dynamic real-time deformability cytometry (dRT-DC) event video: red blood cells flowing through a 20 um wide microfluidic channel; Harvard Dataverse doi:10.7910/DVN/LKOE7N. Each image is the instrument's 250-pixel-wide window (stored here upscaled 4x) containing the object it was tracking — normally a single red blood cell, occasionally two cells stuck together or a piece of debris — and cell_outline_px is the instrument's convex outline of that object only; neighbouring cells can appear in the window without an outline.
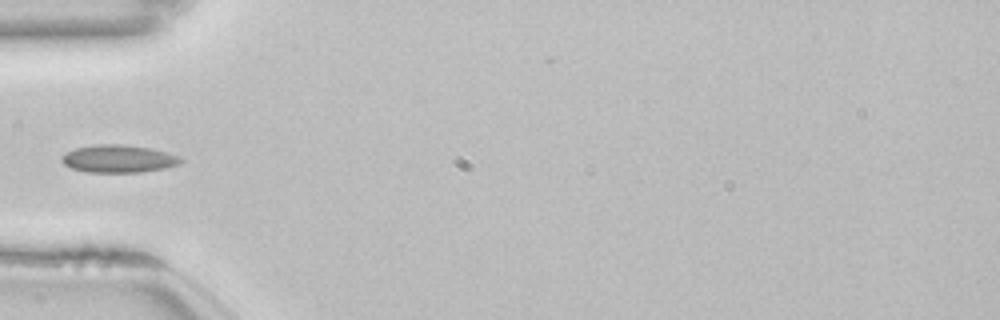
{"species": "common noctule bat (a hibernating species)", "species_latin": "Nyctalus noctula", "temperature_condition": "room temperature", "stored_images_in_passage": 8, "camera_frame_rate_fps": 3000, "um_per_image_px": 0.085, "animal": {"sex": "female", "body_mass_g": 22.7, "forearm_length_mm": 54.2}, "frame": {"image": 1, "passage_image": 1, "time_ms": 0.0, "image_size_px": [1000, 320], "cell_outline_px": [[184, 160], [180, 164], [164, 168], [140, 172], [88, 172], [72, 168], [64, 164], [60, 160], [60, 156], [64, 152], [76, 148], [96, 144], [120, 144], [148, 148], [168, 152], [180, 156]], "centroid_in_image_um": [10.06, 13.49], "position_along_channel_um": 74.9, "area_um2": 19.25}}